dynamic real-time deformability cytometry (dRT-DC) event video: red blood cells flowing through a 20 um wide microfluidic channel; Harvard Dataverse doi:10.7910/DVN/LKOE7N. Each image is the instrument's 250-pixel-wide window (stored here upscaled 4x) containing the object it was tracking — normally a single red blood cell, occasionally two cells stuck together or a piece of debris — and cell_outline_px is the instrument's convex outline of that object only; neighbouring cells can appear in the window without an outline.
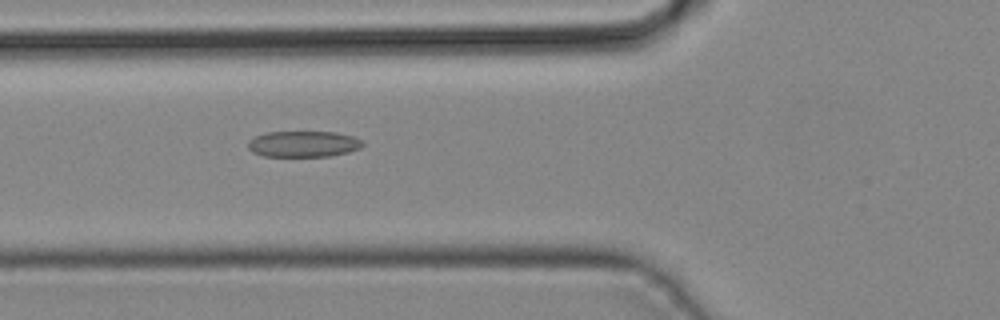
{"species": "common noctule bat (a hibernating species)", "species_latin": "Nyctalus noctula", "temperature_condition": "cold", "stored_images_in_passage": 30, "camera_frame_rate_fps": 3000, "um_per_image_px": 0.085, "animal": {"sex": "male", "body_mass_g": 19.2, "forearm_length_mm": 51.8}, "frame": {"image": 1, "passage_image": 3, "time_ms": 0.667, "image_size_px": [1000, 320], "cell_outline_px": [[364, 144], [360, 148], [348, 152], [332, 156], [264, 156], [252, 152], [248, 148], [248, 140], [256, 136], [268, 132], [336, 132], [352, 136], [360, 140]], "centroid_in_image_um": [25.78, 12.24], "position_along_channel_um": 100.0, "area_um2": 17.34}}
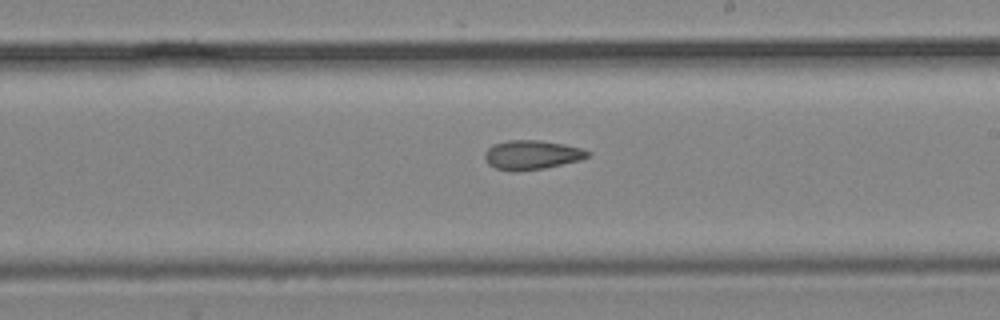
{"frame": {"image": 2, "passage_image": 12, "time_ms": 3.667, "image_size_px": [1000, 320], "cell_outline_px": [[592, 152], [588, 156], [580, 160], [544, 168], [516, 172], [512, 172], [496, 168], [488, 164], [484, 160], [484, 152], [492, 144], [508, 140], [540, 140], [564, 144], [580, 148]], "centroid_in_image_um": [45.16, 13.16], "position_along_channel_um": 243.8, "area_um2": 17.69}}
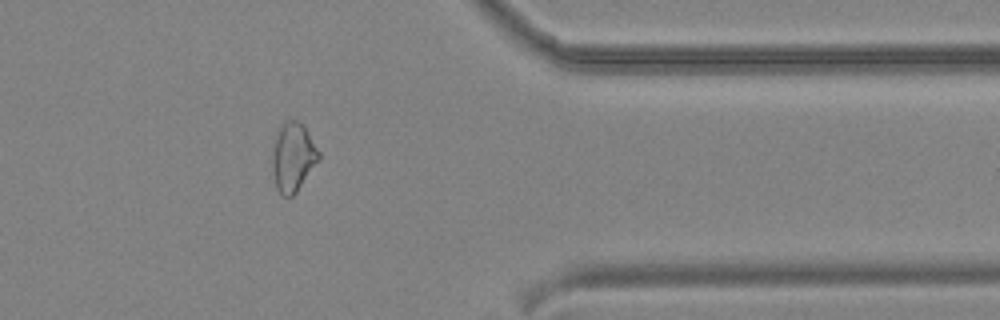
{"frame": {"image": 3, "passage_image": 22, "time_ms": 7.0, "image_size_px": [1000, 320], "cell_outline_px": [[320, 160], [296, 192], [292, 196], [284, 196], [276, 188], [272, 168], [272, 156], [276, 136], [280, 128], [288, 120], [296, 120], [304, 124], [320, 152]], "centroid_in_image_um": [24.94, 13.36], "position_along_channel_um": 386.5, "area_um2": 18.55}}